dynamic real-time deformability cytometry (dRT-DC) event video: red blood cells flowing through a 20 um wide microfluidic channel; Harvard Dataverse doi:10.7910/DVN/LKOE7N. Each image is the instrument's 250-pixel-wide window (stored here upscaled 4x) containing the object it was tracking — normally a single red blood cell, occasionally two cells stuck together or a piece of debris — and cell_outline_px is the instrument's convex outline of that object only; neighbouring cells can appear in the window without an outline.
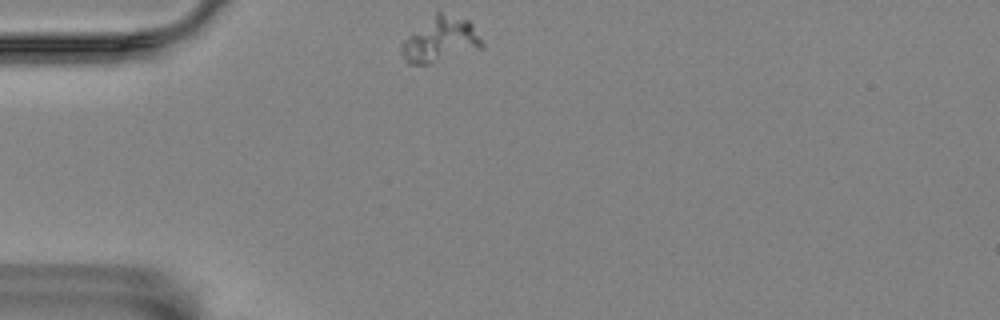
{"species": "Egyptian fruit bat (a non-hibernating species)", "species_latin": "Rousettus aegyptiacus", "temperature_condition": "room temperature", "stored_images_in_passage": 46, "camera_frame_rate_fps": 3000, "um_per_image_px": 0.085, "animal": {"sex": "female"}, "frame": {"image": 1, "passage_image": 1, "time_ms": 0.0, "image_size_px": [1000, 320], "cell_outline_px": [[484, 48], [428, 64], [408, 64], [404, 60], [400, 52], [400, 44], [408, 36], [436, 12], [440, 12], [468, 20], [472, 24], [484, 44]], "centroid_in_image_um": [37.43, 3.4], "position_along_channel_um": 47.6, "area_um2": 20.98}}
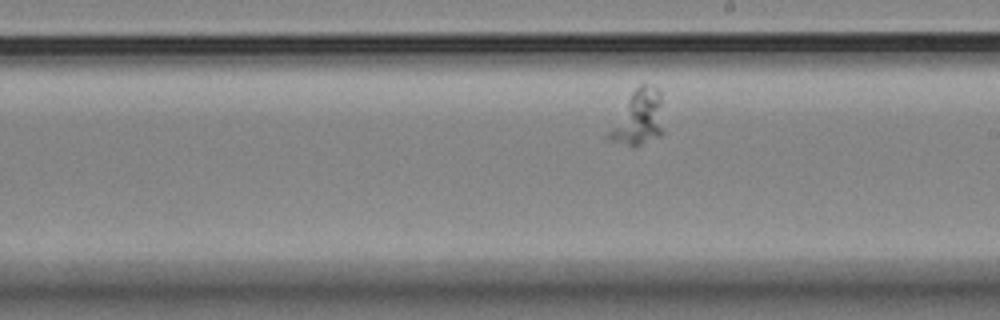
{"frame": {"image": 2, "passage_image": 20, "time_ms": 6.333, "image_size_px": [1000, 320], "cell_outline_px": [[664, 132], [660, 136], [636, 148], [632, 148], [608, 140], [604, 136], [632, 92], [640, 84], [652, 84], [660, 88]], "centroid_in_image_um": [54.28, 10.06], "position_along_channel_um": 234.7, "area_um2": 18.15}}
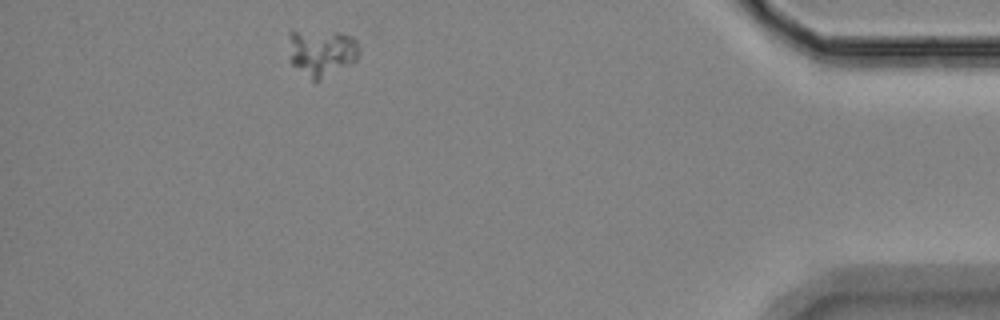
{"frame": {"image": 3, "passage_image": 40, "time_ms": 13.0, "image_size_px": [1000, 320], "cell_outline_px": [[360, 52], [356, 60], [316, 84], [292, 64], [288, 60], [288, 32], [340, 32], [352, 36], [356, 40]], "centroid_in_image_um": [27.31, 4.5], "position_along_channel_um": 407.9, "area_um2": 19.65}}